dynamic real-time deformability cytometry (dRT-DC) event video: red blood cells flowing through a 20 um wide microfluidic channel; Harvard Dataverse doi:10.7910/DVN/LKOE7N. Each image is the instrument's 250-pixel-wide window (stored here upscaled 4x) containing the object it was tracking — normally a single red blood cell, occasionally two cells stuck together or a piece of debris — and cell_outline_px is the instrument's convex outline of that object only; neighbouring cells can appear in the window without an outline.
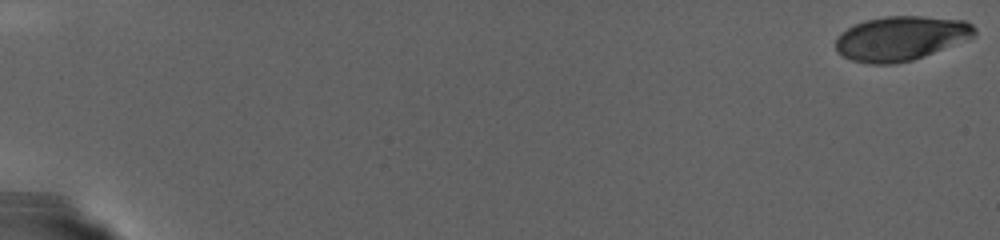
{"species": "human", "species_latin": "Homo sapiens", "temperature_condition": "warm", "stored_images_in_passage": 83, "camera_frame_rate_fps": 3000, "um_per_image_px": 0.085, "donor": {"sex": "female"}, "frame": {"image": 1, "passage_image": 1, "time_ms": 0.0, "image_size_px": [1000, 240], "cell_outline_px": [[976, 36], [924, 56], [912, 60], [896, 64], [868, 64], [852, 60], [836, 52], [836, 40], [848, 28], [864, 20], [884, 16], [924, 16], [964, 20], [972, 24], [976, 28]], "centroid_in_image_um": [76.59, 3.25], "position_along_channel_um": 8.4, "area_um2": 35.89}}
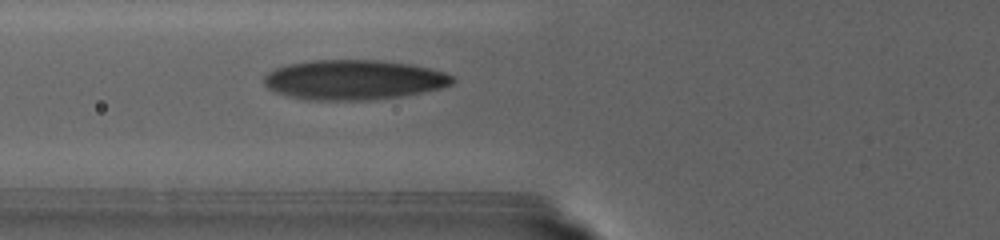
{"frame": {"image": 2, "passage_image": 41, "time_ms": 13.333, "image_size_px": [1000, 240], "cell_outline_px": [[456, 80], [452, 84], [440, 88], [400, 96], [372, 100], [308, 100], [288, 96], [276, 92], [268, 88], [264, 84], [264, 76], [272, 68], [288, 64], [308, 60], [380, 60], [408, 64], [428, 68], [444, 72], [452, 76]], "centroid_in_image_um": [30.02, 6.78], "position_along_channel_um": 95.8, "area_um2": 43.81}}
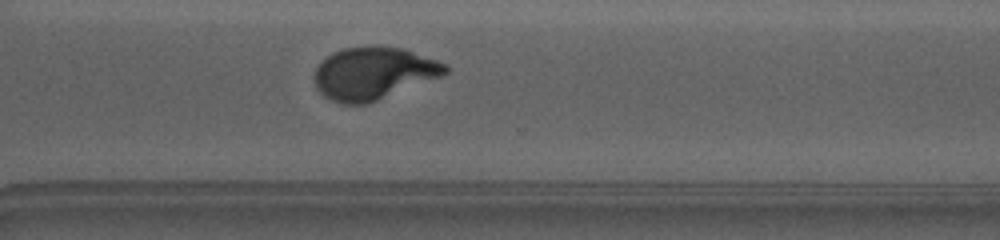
{"frame": {"image": 3, "passage_image": 75, "time_ms": 24.667, "image_size_px": [1000, 240], "cell_outline_px": [[448, 72], [440, 76], [376, 100], [364, 104], [344, 104], [332, 100], [324, 96], [316, 88], [312, 76], [316, 68], [332, 52], [344, 48], [376, 44], [400, 48], [436, 60], [444, 64], [448, 68]], "centroid_in_image_um": [31.68, 6.21], "position_along_channel_um": 338.9, "area_um2": 39.54}}